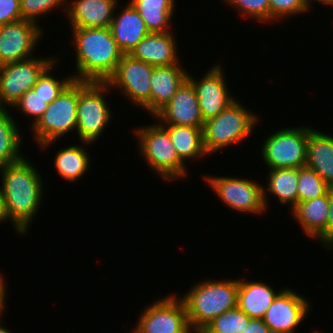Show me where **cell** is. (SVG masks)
<instances>
[{
	"label": "cell",
	"mask_w": 333,
	"mask_h": 333,
	"mask_svg": "<svg viewBox=\"0 0 333 333\" xmlns=\"http://www.w3.org/2000/svg\"><path fill=\"white\" fill-rule=\"evenodd\" d=\"M2 186L8 218L16 233L25 234L44 197L41 174L25 157L11 165L0 167Z\"/></svg>",
	"instance_id": "obj_1"
},
{
	"label": "cell",
	"mask_w": 333,
	"mask_h": 333,
	"mask_svg": "<svg viewBox=\"0 0 333 333\" xmlns=\"http://www.w3.org/2000/svg\"><path fill=\"white\" fill-rule=\"evenodd\" d=\"M76 54L74 80L106 82L123 53L108 28H71Z\"/></svg>",
	"instance_id": "obj_2"
},
{
	"label": "cell",
	"mask_w": 333,
	"mask_h": 333,
	"mask_svg": "<svg viewBox=\"0 0 333 333\" xmlns=\"http://www.w3.org/2000/svg\"><path fill=\"white\" fill-rule=\"evenodd\" d=\"M237 298L238 280L206 279L195 283L180 299L184 303L191 330L199 333L217 316L237 307Z\"/></svg>",
	"instance_id": "obj_3"
},
{
	"label": "cell",
	"mask_w": 333,
	"mask_h": 333,
	"mask_svg": "<svg viewBox=\"0 0 333 333\" xmlns=\"http://www.w3.org/2000/svg\"><path fill=\"white\" fill-rule=\"evenodd\" d=\"M257 116L235 99L216 117L204 121L203 144L207 154L249 138L259 121Z\"/></svg>",
	"instance_id": "obj_4"
},
{
	"label": "cell",
	"mask_w": 333,
	"mask_h": 333,
	"mask_svg": "<svg viewBox=\"0 0 333 333\" xmlns=\"http://www.w3.org/2000/svg\"><path fill=\"white\" fill-rule=\"evenodd\" d=\"M138 128V149L153 172L165 181L184 178L187 166L177 155L167 130L160 123Z\"/></svg>",
	"instance_id": "obj_5"
},
{
	"label": "cell",
	"mask_w": 333,
	"mask_h": 333,
	"mask_svg": "<svg viewBox=\"0 0 333 333\" xmlns=\"http://www.w3.org/2000/svg\"><path fill=\"white\" fill-rule=\"evenodd\" d=\"M110 92L106 82H86L78 80L77 127L81 142L93 143L101 137L112 119L105 92Z\"/></svg>",
	"instance_id": "obj_6"
},
{
	"label": "cell",
	"mask_w": 333,
	"mask_h": 333,
	"mask_svg": "<svg viewBox=\"0 0 333 333\" xmlns=\"http://www.w3.org/2000/svg\"><path fill=\"white\" fill-rule=\"evenodd\" d=\"M78 80H73L32 125L33 135L43 149L77 127Z\"/></svg>",
	"instance_id": "obj_7"
},
{
	"label": "cell",
	"mask_w": 333,
	"mask_h": 333,
	"mask_svg": "<svg viewBox=\"0 0 333 333\" xmlns=\"http://www.w3.org/2000/svg\"><path fill=\"white\" fill-rule=\"evenodd\" d=\"M312 127L284 128L266 138L262 146L263 162L269 169L306 166L307 138Z\"/></svg>",
	"instance_id": "obj_8"
},
{
	"label": "cell",
	"mask_w": 333,
	"mask_h": 333,
	"mask_svg": "<svg viewBox=\"0 0 333 333\" xmlns=\"http://www.w3.org/2000/svg\"><path fill=\"white\" fill-rule=\"evenodd\" d=\"M58 57H31L22 61L0 65V106H13L29 89H32L42 73Z\"/></svg>",
	"instance_id": "obj_9"
},
{
	"label": "cell",
	"mask_w": 333,
	"mask_h": 333,
	"mask_svg": "<svg viewBox=\"0 0 333 333\" xmlns=\"http://www.w3.org/2000/svg\"><path fill=\"white\" fill-rule=\"evenodd\" d=\"M203 177L228 208L253 215L266 212L263 186L256 181L230 176Z\"/></svg>",
	"instance_id": "obj_10"
},
{
	"label": "cell",
	"mask_w": 333,
	"mask_h": 333,
	"mask_svg": "<svg viewBox=\"0 0 333 333\" xmlns=\"http://www.w3.org/2000/svg\"><path fill=\"white\" fill-rule=\"evenodd\" d=\"M154 66L123 54L113 75L106 81L110 89H120L133 104L150 112L151 75Z\"/></svg>",
	"instance_id": "obj_11"
},
{
	"label": "cell",
	"mask_w": 333,
	"mask_h": 333,
	"mask_svg": "<svg viewBox=\"0 0 333 333\" xmlns=\"http://www.w3.org/2000/svg\"><path fill=\"white\" fill-rule=\"evenodd\" d=\"M134 327L139 333H192L184 303L174 294L145 306Z\"/></svg>",
	"instance_id": "obj_12"
},
{
	"label": "cell",
	"mask_w": 333,
	"mask_h": 333,
	"mask_svg": "<svg viewBox=\"0 0 333 333\" xmlns=\"http://www.w3.org/2000/svg\"><path fill=\"white\" fill-rule=\"evenodd\" d=\"M42 35L39 24L24 19L0 25V65L31 58Z\"/></svg>",
	"instance_id": "obj_13"
},
{
	"label": "cell",
	"mask_w": 333,
	"mask_h": 333,
	"mask_svg": "<svg viewBox=\"0 0 333 333\" xmlns=\"http://www.w3.org/2000/svg\"><path fill=\"white\" fill-rule=\"evenodd\" d=\"M223 71L221 65L216 64L198 81L188 73V79L194 86L204 121L216 117L235 100L228 91Z\"/></svg>",
	"instance_id": "obj_14"
},
{
	"label": "cell",
	"mask_w": 333,
	"mask_h": 333,
	"mask_svg": "<svg viewBox=\"0 0 333 333\" xmlns=\"http://www.w3.org/2000/svg\"><path fill=\"white\" fill-rule=\"evenodd\" d=\"M309 306L302 295L285 288L275 297L262 319L273 333H294L309 314Z\"/></svg>",
	"instance_id": "obj_15"
},
{
	"label": "cell",
	"mask_w": 333,
	"mask_h": 333,
	"mask_svg": "<svg viewBox=\"0 0 333 333\" xmlns=\"http://www.w3.org/2000/svg\"><path fill=\"white\" fill-rule=\"evenodd\" d=\"M154 117L159 120L160 124L203 128L204 120L197 95L188 78L178 88L172 100Z\"/></svg>",
	"instance_id": "obj_16"
},
{
	"label": "cell",
	"mask_w": 333,
	"mask_h": 333,
	"mask_svg": "<svg viewBox=\"0 0 333 333\" xmlns=\"http://www.w3.org/2000/svg\"><path fill=\"white\" fill-rule=\"evenodd\" d=\"M118 0H76L67 4L70 28H108ZM115 9V10H114Z\"/></svg>",
	"instance_id": "obj_17"
},
{
	"label": "cell",
	"mask_w": 333,
	"mask_h": 333,
	"mask_svg": "<svg viewBox=\"0 0 333 333\" xmlns=\"http://www.w3.org/2000/svg\"><path fill=\"white\" fill-rule=\"evenodd\" d=\"M174 37L172 31L167 33L150 32L129 55L154 67L181 64Z\"/></svg>",
	"instance_id": "obj_18"
},
{
	"label": "cell",
	"mask_w": 333,
	"mask_h": 333,
	"mask_svg": "<svg viewBox=\"0 0 333 333\" xmlns=\"http://www.w3.org/2000/svg\"><path fill=\"white\" fill-rule=\"evenodd\" d=\"M188 78V72L182 64L154 67L151 75L150 113L154 116L167 105L178 88Z\"/></svg>",
	"instance_id": "obj_19"
},
{
	"label": "cell",
	"mask_w": 333,
	"mask_h": 333,
	"mask_svg": "<svg viewBox=\"0 0 333 333\" xmlns=\"http://www.w3.org/2000/svg\"><path fill=\"white\" fill-rule=\"evenodd\" d=\"M114 13L110 29L118 48L123 54H130L137 44L150 32L137 10L130 4Z\"/></svg>",
	"instance_id": "obj_20"
},
{
	"label": "cell",
	"mask_w": 333,
	"mask_h": 333,
	"mask_svg": "<svg viewBox=\"0 0 333 333\" xmlns=\"http://www.w3.org/2000/svg\"><path fill=\"white\" fill-rule=\"evenodd\" d=\"M329 210V191L323 196L298 203L291 214L309 237L319 240L326 247V221Z\"/></svg>",
	"instance_id": "obj_21"
},
{
	"label": "cell",
	"mask_w": 333,
	"mask_h": 333,
	"mask_svg": "<svg viewBox=\"0 0 333 333\" xmlns=\"http://www.w3.org/2000/svg\"><path fill=\"white\" fill-rule=\"evenodd\" d=\"M306 166L333 187V136L312 129L307 138Z\"/></svg>",
	"instance_id": "obj_22"
},
{
	"label": "cell",
	"mask_w": 333,
	"mask_h": 333,
	"mask_svg": "<svg viewBox=\"0 0 333 333\" xmlns=\"http://www.w3.org/2000/svg\"><path fill=\"white\" fill-rule=\"evenodd\" d=\"M279 292L262 281L238 279L237 307L250 318L262 319Z\"/></svg>",
	"instance_id": "obj_23"
},
{
	"label": "cell",
	"mask_w": 333,
	"mask_h": 333,
	"mask_svg": "<svg viewBox=\"0 0 333 333\" xmlns=\"http://www.w3.org/2000/svg\"><path fill=\"white\" fill-rule=\"evenodd\" d=\"M267 184L263 187L264 202L268 208L269 193L276 196L282 204L291 205V210L298 204V168L269 169ZM269 192V193H267ZM290 203V204H289Z\"/></svg>",
	"instance_id": "obj_24"
},
{
	"label": "cell",
	"mask_w": 333,
	"mask_h": 333,
	"mask_svg": "<svg viewBox=\"0 0 333 333\" xmlns=\"http://www.w3.org/2000/svg\"><path fill=\"white\" fill-rule=\"evenodd\" d=\"M176 0H129L145 22L149 32L167 33L175 12ZM172 17V18H171Z\"/></svg>",
	"instance_id": "obj_25"
},
{
	"label": "cell",
	"mask_w": 333,
	"mask_h": 333,
	"mask_svg": "<svg viewBox=\"0 0 333 333\" xmlns=\"http://www.w3.org/2000/svg\"><path fill=\"white\" fill-rule=\"evenodd\" d=\"M168 132L179 158L185 163L188 159L208 156L203 144V128L161 124Z\"/></svg>",
	"instance_id": "obj_26"
},
{
	"label": "cell",
	"mask_w": 333,
	"mask_h": 333,
	"mask_svg": "<svg viewBox=\"0 0 333 333\" xmlns=\"http://www.w3.org/2000/svg\"><path fill=\"white\" fill-rule=\"evenodd\" d=\"M88 144L92 143L82 142L81 145H72L57 152L54 158V166L61 178L74 182L88 171L90 157L83 147Z\"/></svg>",
	"instance_id": "obj_27"
},
{
	"label": "cell",
	"mask_w": 333,
	"mask_h": 333,
	"mask_svg": "<svg viewBox=\"0 0 333 333\" xmlns=\"http://www.w3.org/2000/svg\"><path fill=\"white\" fill-rule=\"evenodd\" d=\"M8 111L7 108L0 109V167L15 164L24 158L20 153L22 135Z\"/></svg>",
	"instance_id": "obj_28"
},
{
	"label": "cell",
	"mask_w": 333,
	"mask_h": 333,
	"mask_svg": "<svg viewBox=\"0 0 333 333\" xmlns=\"http://www.w3.org/2000/svg\"><path fill=\"white\" fill-rule=\"evenodd\" d=\"M249 321L250 317L235 307L217 316L199 333H242Z\"/></svg>",
	"instance_id": "obj_29"
},
{
	"label": "cell",
	"mask_w": 333,
	"mask_h": 333,
	"mask_svg": "<svg viewBox=\"0 0 333 333\" xmlns=\"http://www.w3.org/2000/svg\"><path fill=\"white\" fill-rule=\"evenodd\" d=\"M330 186L307 166L298 168V203L305 202L328 193Z\"/></svg>",
	"instance_id": "obj_30"
},
{
	"label": "cell",
	"mask_w": 333,
	"mask_h": 333,
	"mask_svg": "<svg viewBox=\"0 0 333 333\" xmlns=\"http://www.w3.org/2000/svg\"><path fill=\"white\" fill-rule=\"evenodd\" d=\"M57 62L58 61L56 60L42 73V75L39 77L38 81L32 88L35 93H38L42 98H44L48 104L52 103L60 95V93L74 80L73 76H68V78L60 80L55 78L53 74H50L52 72L51 70H53L52 67H54Z\"/></svg>",
	"instance_id": "obj_31"
},
{
	"label": "cell",
	"mask_w": 333,
	"mask_h": 333,
	"mask_svg": "<svg viewBox=\"0 0 333 333\" xmlns=\"http://www.w3.org/2000/svg\"><path fill=\"white\" fill-rule=\"evenodd\" d=\"M68 1L69 0H20L22 18L39 24L38 18L42 17V15L44 16V14H49V12H52L51 10L59 9V7L62 6L64 10H67Z\"/></svg>",
	"instance_id": "obj_32"
},
{
	"label": "cell",
	"mask_w": 333,
	"mask_h": 333,
	"mask_svg": "<svg viewBox=\"0 0 333 333\" xmlns=\"http://www.w3.org/2000/svg\"><path fill=\"white\" fill-rule=\"evenodd\" d=\"M226 4L237 8L239 15L250 17L259 22H270L269 0H224Z\"/></svg>",
	"instance_id": "obj_33"
},
{
	"label": "cell",
	"mask_w": 333,
	"mask_h": 333,
	"mask_svg": "<svg viewBox=\"0 0 333 333\" xmlns=\"http://www.w3.org/2000/svg\"><path fill=\"white\" fill-rule=\"evenodd\" d=\"M47 106L48 103L44 98H42L38 93H35L33 89H29L16 101L12 107L17 108L19 111H21V113L33 118L32 124L30 125L32 126L46 111Z\"/></svg>",
	"instance_id": "obj_34"
},
{
	"label": "cell",
	"mask_w": 333,
	"mask_h": 333,
	"mask_svg": "<svg viewBox=\"0 0 333 333\" xmlns=\"http://www.w3.org/2000/svg\"><path fill=\"white\" fill-rule=\"evenodd\" d=\"M270 5V22L273 20L283 19L288 15H299L308 12L304 0H269Z\"/></svg>",
	"instance_id": "obj_35"
},
{
	"label": "cell",
	"mask_w": 333,
	"mask_h": 333,
	"mask_svg": "<svg viewBox=\"0 0 333 333\" xmlns=\"http://www.w3.org/2000/svg\"><path fill=\"white\" fill-rule=\"evenodd\" d=\"M22 19L20 0H0V25Z\"/></svg>",
	"instance_id": "obj_36"
},
{
	"label": "cell",
	"mask_w": 333,
	"mask_h": 333,
	"mask_svg": "<svg viewBox=\"0 0 333 333\" xmlns=\"http://www.w3.org/2000/svg\"><path fill=\"white\" fill-rule=\"evenodd\" d=\"M326 221V248L333 249V187L329 189V210Z\"/></svg>",
	"instance_id": "obj_37"
},
{
	"label": "cell",
	"mask_w": 333,
	"mask_h": 333,
	"mask_svg": "<svg viewBox=\"0 0 333 333\" xmlns=\"http://www.w3.org/2000/svg\"><path fill=\"white\" fill-rule=\"evenodd\" d=\"M242 333H273L263 319L250 318L249 324Z\"/></svg>",
	"instance_id": "obj_38"
},
{
	"label": "cell",
	"mask_w": 333,
	"mask_h": 333,
	"mask_svg": "<svg viewBox=\"0 0 333 333\" xmlns=\"http://www.w3.org/2000/svg\"><path fill=\"white\" fill-rule=\"evenodd\" d=\"M5 282V279L3 278V275L2 273H0V318H1V315H2V311H4L5 309V298H6V294H7V289L6 288V282Z\"/></svg>",
	"instance_id": "obj_39"
},
{
	"label": "cell",
	"mask_w": 333,
	"mask_h": 333,
	"mask_svg": "<svg viewBox=\"0 0 333 333\" xmlns=\"http://www.w3.org/2000/svg\"><path fill=\"white\" fill-rule=\"evenodd\" d=\"M10 221V219L8 218L7 212H6V207H5V201L3 198V195L0 192V223L5 221Z\"/></svg>",
	"instance_id": "obj_40"
},
{
	"label": "cell",
	"mask_w": 333,
	"mask_h": 333,
	"mask_svg": "<svg viewBox=\"0 0 333 333\" xmlns=\"http://www.w3.org/2000/svg\"><path fill=\"white\" fill-rule=\"evenodd\" d=\"M314 1H317L319 3H322V4H325V5H331L333 6V0H313ZM305 2V5L307 6L308 10L310 9L311 7V3H312V0H304Z\"/></svg>",
	"instance_id": "obj_41"
},
{
	"label": "cell",
	"mask_w": 333,
	"mask_h": 333,
	"mask_svg": "<svg viewBox=\"0 0 333 333\" xmlns=\"http://www.w3.org/2000/svg\"><path fill=\"white\" fill-rule=\"evenodd\" d=\"M2 318H0V333H11L10 330L5 329L2 325H1V320Z\"/></svg>",
	"instance_id": "obj_42"
},
{
	"label": "cell",
	"mask_w": 333,
	"mask_h": 333,
	"mask_svg": "<svg viewBox=\"0 0 333 333\" xmlns=\"http://www.w3.org/2000/svg\"><path fill=\"white\" fill-rule=\"evenodd\" d=\"M132 333H139L136 329L131 331Z\"/></svg>",
	"instance_id": "obj_43"
},
{
	"label": "cell",
	"mask_w": 333,
	"mask_h": 333,
	"mask_svg": "<svg viewBox=\"0 0 333 333\" xmlns=\"http://www.w3.org/2000/svg\"><path fill=\"white\" fill-rule=\"evenodd\" d=\"M312 333H320V332L316 330L315 332L313 331ZM321 333H323V332H321Z\"/></svg>",
	"instance_id": "obj_44"
}]
</instances>
